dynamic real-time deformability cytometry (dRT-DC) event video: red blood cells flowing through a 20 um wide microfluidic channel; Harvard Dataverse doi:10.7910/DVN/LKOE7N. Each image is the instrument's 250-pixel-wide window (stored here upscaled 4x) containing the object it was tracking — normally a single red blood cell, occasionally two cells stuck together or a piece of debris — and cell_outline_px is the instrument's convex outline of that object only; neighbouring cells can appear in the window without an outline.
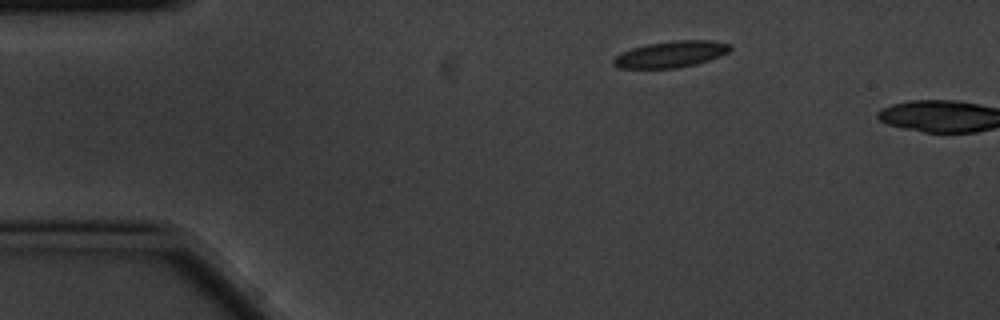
{"species": "common noctule bat (a hibernating species)", "species_latin": "Nyctalus noctula", "temperature_condition": "cold", "stored_images_in_passage": 2, "camera_frame_rate_fps": 3000, "um_per_image_px": 0.085, "animal": {"sex": "male", "body_mass_g": 20.1, "forearm_length_mm": 53.5}, "frame": {"image": 1, "passage_image": 1, "time_ms": 0.0, "image_size_px": [1000, 320], "cell_outline_px": [[732, 48], [728, 52], [720, 56], [696, 64], [676, 68], [620, 68], [612, 64], [612, 60], [620, 52], [632, 48], [648, 44], [672, 40], [712, 40], [732, 44]], "centroid_in_image_um": [57.03, 4.6], "position_along_channel_um": 28.0, "area_um2": 18.03}}